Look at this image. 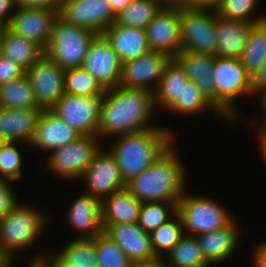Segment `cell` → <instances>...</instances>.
<instances>
[{
    "label": "cell",
    "instance_id": "obj_1",
    "mask_svg": "<svg viewBox=\"0 0 266 267\" xmlns=\"http://www.w3.org/2000/svg\"><path fill=\"white\" fill-rule=\"evenodd\" d=\"M157 115L154 92L120 85L108 89L101 101L98 138L104 144L110 138L161 126L153 121Z\"/></svg>",
    "mask_w": 266,
    "mask_h": 267
},
{
    "label": "cell",
    "instance_id": "obj_2",
    "mask_svg": "<svg viewBox=\"0 0 266 267\" xmlns=\"http://www.w3.org/2000/svg\"><path fill=\"white\" fill-rule=\"evenodd\" d=\"M174 143L141 174L126 183V189L141 203L178 204L188 189V172ZM183 160V161H182Z\"/></svg>",
    "mask_w": 266,
    "mask_h": 267
},
{
    "label": "cell",
    "instance_id": "obj_3",
    "mask_svg": "<svg viewBox=\"0 0 266 267\" xmlns=\"http://www.w3.org/2000/svg\"><path fill=\"white\" fill-rule=\"evenodd\" d=\"M161 124L148 130L111 138L103 144L115 159L125 183L146 170L178 141L176 133ZM111 144V145H110ZM109 146V147H108Z\"/></svg>",
    "mask_w": 266,
    "mask_h": 267
},
{
    "label": "cell",
    "instance_id": "obj_4",
    "mask_svg": "<svg viewBox=\"0 0 266 267\" xmlns=\"http://www.w3.org/2000/svg\"><path fill=\"white\" fill-rule=\"evenodd\" d=\"M46 214L42 207L26 204L22 200L0 220V247L15 262L19 263L17 259L22 254L32 251L43 231H47L50 217Z\"/></svg>",
    "mask_w": 266,
    "mask_h": 267
},
{
    "label": "cell",
    "instance_id": "obj_5",
    "mask_svg": "<svg viewBox=\"0 0 266 267\" xmlns=\"http://www.w3.org/2000/svg\"><path fill=\"white\" fill-rule=\"evenodd\" d=\"M212 71L215 106L232 124L236 125L242 116L239 112L238 100L244 96L250 98L255 96L252 78L246 73L240 59L236 58L215 56Z\"/></svg>",
    "mask_w": 266,
    "mask_h": 267
},
{
    "label": "cell",
    "instance_id": "obj_6",
    "mask_svg": "<svg viewBox=\"0 0 266 267\" xmlns=\"http://www.w3.org/2000/svg\"><path fill=\"white\" fill-rule=\"evenodd\" d=\"M187 189L177 204L185 234L198 236L221 229L234 218L227 206L203 193H189Z\"/></svg>",
    "mask_w": 266,
    "mask_h": 267
},
{
    "label": "cell",
    "instance_id": "obj_7",
    "mask_svg": "<svg viewBox=\"0 0 266 267\" xmlns=\"http://www.w3.org/2000/svg\"><path fill=\"white\" fill-rule=\"evenodd\" d=\"M96 36L97 34L58 17L44 55L64 70L82 67L89 46Z\"/></svg>",
    "mask_w": 266,
    "mask_h": 267
},
{
    "label": "cell",
    "instance_id": "obj_8",
    "mask_svg": "<svg viewBox=\"0 0 266 267\" xmlns=\"http://www.w3.org/2000/svg\"><path fill=\"white\" fill-rule=\"evenodd\" d=\"M103 142L94 136H80L66 146L51 151L44 165L66 183H75L92 162Z\"/></svg>",
    "mask_w": 266,
    "mask_h": 267
},
{
    "label": "cell",
    "instance_id": "obj_9",
    "mask_svg": "<svg viewBox=\"0 0 266 267\" xmlns=\"http://www.w3.org/2000/svg\"><path fill=\"white\" fill-rule=\"evenodd\" d=\"M180 37L183 51L216 56V11L181 7Z\"/></svg>",
    "mask_w": 266,
    "mask_h": 267
},
{
    "label": "cell",
    "instance_id": "obj_10",
    "mask_svg": "<svg viewBox=\"0 0 266 267\" xmlns=\"http://www.w3.org/2000/svg\"><path fill=\"white\" fill-rule=\"evenodd\" d=\"M102 98L65 93L51 110L79 135L98 137Z\"/></svg>",
    "mask_w": 266,
    "mask_h": 267
},
{
    "label": "cell",
    "instance_id": "obj_11",
    "mask_svg": "<svg viewBox=\"0 0 266 267\" xmlns=\"http://www.w3.org/2000/svg\"><path fill=\"white\" fill-rule=\"evenodd\" d=\"M77 182L84 183L86 189L83 192L101 201L114 192L126 188L115 159L104 146L94 155L92 162Z\"/></svg>",
    "mask_w": 266,
    "mask_h": 267
},
{
    "label": "cell",
    "instance_id": "obj_12",
    "mask_svg": "<svg viewBox=\"0 0 266 267\" xmlns=\"http://www.w3.org/2000/svg\"><path fill=\"white\" fill-rule=\"evenodd\" d=\"M59 17L71 25L103 35L117 16L108 0H63Z\"/></svg>",
    "mask_w": 266,
    "mask_h": 267
},
{
    "label": "cell",
    "instance_id": "obj_13",
    "mask_svg": "<svg viewBox=\"0 0 266 267\" xmlns=\"http://www.w3.org/2000/svg\"><path fill=\"white\" fill-rule=\"evenodd\" d=\"M25 75L41 109H51L65 94V70L45 55Z\"/></svg>",
    "mask_w": 266,
    "mask_h": 267
},
{
    "label": "cell",
    "instance_id": "obj_14",
    "mask_svg": "<svg viewBox=\"0 0 266 267\" xmlns=\"http://www.w3.org/2000/svg\"><path fill=\"white\" fill-rule=\"evenodd\" d=\"M180 22L181 7L163 6L144 29L149 50L174 59L182 50Z\"/></svg>",
    "mask_w": 266,
    "mask_h": 267
},
{
    "label": "cell",
    "instance_id": "obj_15",
    "mask_svg": "<svg viewBox=\"0 0 266 267\" xmlns=\"http://www.w3.org/2000/svg\"><path fill=\"white\" fill-rule=\"evenodd\" d=\"M172 58L161 52L146 54L122 64L120 86L155 92L166 65Z\"/></svg>",
    "mask_w": 266,
    "mask_h": 267
},
{
    "label": "cell",
    "instance_id": "obj_16",
    "mask_svg": "<svg viewBox=\"0 0 266 267\" xmlns=\"http://www.w3.org/2000/svg\"><path fill=\"white\" fill-rule=\"evenodd\" d=\"M59 17L57 10L16 6L6 27L17 35L34 41L43 49L48 46L53 25Z\"/></svg>",
    "mask_w": 266,
    "mask_h": 267
},
{
    "label": "cell",
    "instance_id": "obj_17",
    "mask_svg": "<svg viewBox=\"0 0 266 267\" xmlns=\"http://www.w3.org/2000/svg\"><path fill=\"white\" fill-rule=\"evenodd\" d=\"M83 67L105 90L119 86L122 62L104 35H97L91 42Z\"/></svg>",
    "mask_w": 266,
    "mask_h": 267
},
{
    "label": "cell",
    "instance_id": "obj_18",
    "mask_svg": "<svg viewBox=\"0 0 266 267\" xmlns=\"http://www.w3.org/2000/svg\"><path fill=\"white\" fill-rule=\"evenodd\" d=\"M65 217L74 238H94L103 232L101 200L82 191L67 207Z\"/></svg>",
    "mask_w": 266,
    "mask_h": 267
},
{
    "label": "cell",
    "instance_id": "obj_19",
    "mask_svg": "<svg viewBox=\"0 0 266 267\" xmlns=\"http://www.w3.org/2000/svg\"><path fill=\"white\" fill-rule=\"evenodd\" d=\"M103 233L114 241L134 263H143L157 259L150 233L145 232L138 223L102 224Z\"/></svg>",
    "mask_w": 266,
    "mask_h": 267
},
{
    "label": "cell",
    "instance_id": "obj_20",
    "mask_svg": "<svg viewBox=\"0 0 266 267\" xmlns=\"http://www.w3.org/2000/svg\"><path fill=\"white\" fill-rule=\"evenodd\" d=\"M80 136L51 109H41L29 149L48 155L51 151L68 145Z\"/></svg>",
    "mask_w": 266,
    "mask_h": 267
},
{
    "label": "cell",
    "instance_id": "obj_21",
    "mask_svg": "<svg viewBox=\"0 0 266 267\" xmlns=\"http://www.w3.org/2000/svg\"><path fill=\"white\" fill-rule=\"evenodd\" d=\"M239 223L234 218L221 229L196 236L205 260L212 267L221 263L225 264L240 249L243 235Z\"/></svg>",
    "mask_w": 266,
    "mask_h": 267
},
{
    "label": "cell",
    "instance_id": "obj_22",
    "mask_svg": "<svg viewBox=\"0 0 266 267\" xmlns=\"http://www.w3.org/2000/svg\"><path fill=\"white\" fill-rule=\"evenodd\" d=\"M255 23L220 17L216 11V56L240 59Z\"/></svg>",
    "mask_w": 266,
    "mask_h": 267
},
{
    "label": "cell",
    "instance_id": "obj_23",
    "mask_svg": "<svg viewBox=\"0 0 266 267\" xmlns=\"http://www.w3.org/2000/svg\"><path fill=\"white\" fill-rule=\"evenodd\" d=\"M103 35L120 57L122 64L150 51L144 29L122 26L115 21Z\"/></svg>",
    "mask_w": 266,
    "mask_h": 267
},
{
    "label": "cell",
    "instance_id": "obj_24",
    "mask_svg": "<svg viewBox=\"0 0 266 267\" xmlns=\"http://www.w3.org/2000/svg\"><path fill=\"white\" fill-rule=\"evenodd\" d=\"M40 110L0 107V137L6 142H22L30 145Z\"/></svg>",
    "mask_w": 266,
    "mask_h": 267
},
{
    "label": "cell",
    "instance_id": "obj_25",
    "mask_svg": "<svg viewBox=\"0 0 266 267\" xmlns=\"http://www.w3.org/2000/svg\"><path fill=\"white\" fill-rule=\"evenodd\" d=\"M190 81L215 105V84L213 81L214 55L181 50L174 58Z\"/></svg>",
    "mask_w": 266,
    "mask_h": 267
},
{
    "label": "cell",
    "instance_id": "obj_26",
    "mask_svg": "<svg viewBox=\"0 0 266 267\" xmlns=\"http://www.w3.org/2000/svg\"><path fill=\"white\" fill-rule=\"evenodd\" d=\"M142 203L126 188L101 201L102 224L138 223Z\"/></svg>",
    "mask_w": 266,
    "mask_h": 267
},
{
    "label": "cell",
    "instance_id": "obj_27",
    "mask_svg": "<svg viewBox=\"0 0 266 267\" xmlns=\"http://www.w3.org/2000/svg\"><path fill=\"white\" fill-rule=\"evenodd\" d=\"M210 110L213 115L219 116L218 119L232 124L216 106L200 91L193 81L184 86L179 97L164 111L167 115H178V117L186 118L192 116H200V114Z\"/></svg>",
    "mask_w": 266,
    "mask_h": 267
},
{
    "label": "cell",
    "instance_id": "obj_28",
    "mask_svg": "<svg viewBox=\"0 0 266 267\" xmlns=\"http://www.w3.org/2000/svg\"><path fill=\"white\" fill-rule=\"evenodd\" d=\"M0 54L10 58L26 71L44 55V49L4 26L1 32Z\"/></svg>",
    "mask_w": 266,
    "mask_h": 267
},
{
    "label": "cell",
    "instance_id": "obj_29",
    "mask_svg": "<svg viewBox=\"0 0 266 267\" xmlns=\"http://www.w3.org/2000/svg\"><path fill=\"white\" fill-rule=\"evenodd\" d=\"M189 78L180 64L171 59L166 65L159 85L154 92V103L157 112L164 111L179 97Z\"/></svg>",
    "mask_w": 266,
    "mask_h": 267
},
{
    "label": "cell",
    "instance_id": "obj_30",
    "mask_svg": "<svg viewBox=\"0 0 266 267\" xmlns=\"http://www.w3.org/2000/svg\"><path fill=\"white\" fill-rule=\"evenodd\" d=\"M51 253L66 267H98L94 238H72ZM53 251V252H52Z\"/></svg>",
    "mask_w": 266,
    "mask_h": 267
},
{
    "label": "cell",
    "instance_id": "obj_31",
    "mask_svg": "<svg viewBox=\"0 0 266 267\" xmlns=\"http://www.w3.org/2000/svg\"><path fill=\"white\" fill-rule=\"evenodd\" d=\"M266 60V19L255 23L240 57L246 73L253 79Z\"/></svg>",
    "mask_w": 266,
    "mask_h": 267
},
{
    "label": "cell",
    "instance_id": "obj_32",
    "mask_svg": "<svg viewBox=\"0 0 266 267\" xmlns=\"http://www.w3.org/2000/svg\"><path fill=\"white\" fill-rule=\"evenodd\" d=\"M0 107L8 109H41L27 76L0 86Z\"/></svg>",
    "mask_w": 266,
    "mask_h": 267
},
{
    "label": "cell",
    "instance_id": "obj_33",
    "mask_svg": "<svg viewBox=\"0 0 266 267\" xmlns=\"http://www.w3.org/2000/svg\"><path fill=\"white\" fill-rule=\"evenodd\" d=\"M163 258L170 267H212L205 260L197 237L188 234Z\"/></svg>",
    "mask_w": 266,
    "mask_h": 267
},
{
    "label": "cell",
    "instance_id": "obj_34",
    "mask_svg": "<svg viewBox=\"0 0 266 267\" xmlns=\"http://www.w3.org/2000/svg\"><path fill=\"white\" fill-rule=\"evenodd\" d=\"M163 6L161 0H133L117 15L116 22L122 26L145 29Z\"/></svg>",
    "mask_w": 266,
    "mask_h": 267
},
{
    "label": "cell",
    "instance_id": "obj_35",
    "mask_svg": "<svg viewBox=\"0 0 266 267\" xmlns=\"http://www.w3.org/2000/svg\"><path fill=\"white\" fill-rule=\"evenodd\" d=\"M182 220L178 213L150 233L152 248L158 258H163L184 235Z\"/></svg>",
    "mask_w": 266,
    "mask_h": 267
},
{
    "label": "cell",
    "instance_id": "obj_36",
    "mask_svg": "<svg viewBox=\"0 0 266 267\" xmlns=\"http://www.w3.org/2000/svg\"><path fill=\"white\" fill-rule=\"evenodd\" d=\"M105 89L83 66L65 70V93L76 96L104 95Z\"/></svg>",
    "mask_w": 266,
    "mask_h": 267
},
{
    "label": "cell",
    "instance_id": "obj_37",
    "mask_svg": "<svg viewBox=\"0 0 266 267\" xmlns=\"http://www.w3.org/2000/svg\"><path fill=\"white\" fill-rule=\"evenodd\" d=\"M30 147L22 142H6L0 150V178L7 179L11 182L19 181L24 174V156L21 148Z\"/></svg>",
    "mask_w": 266,
    "mask_h": 267
},
{
    "label": "cell",
    "instance_id": "obj_38",
    "mask_svg": "<svg viewBox=\"0 0 266 267\" xmlns=\"http://www.w3.org/2000/svg\"><path fill=\"white\" fill-rule=\"evenodd\" d=\"M177 213V205L170 202L142 203L138 224L147 233L156 230L160 225Z\"/></svg>",
    "mask_w": 266,
    "mask_h": 267
},
{
    "label": "cell",
    "instance_id": "obj_39",
    "mask_svg": "<svg viewBox=\"0 0 266 267\" xmlns=\"http://www.w3.org/2000/svg\"><path fill=\"white\" fill-rule=\"evenodd\" d=\"M259 5V0H225L218 8L217 14L225 19L258 23L266 19V12H256Z\"/></svg>",
    "mask_w": 266,
    "mask_h": 267
},
{
    "label": "cell",
    "instance_id": "obj_40",
    "mask_svg": "<svg viewBox=\"0 0 266 267\" xmlns=\"http://www.w3.org/2000/svg\"><path fill=\"white\" fill-rule=\"evenodd\" d=\"M98 267H134L122 249L103 232L95 236Z\"/></svg>",
    "mask_w": 266,
    "mask_h": 267
},
{
    "label": "cell",
    "instance_id": "obj_41",
    "mask_svg": "<svg viewBox=\"0 0 266 267\" xmlns=\"http://www.w3.org/2000/svg\"><path fill=\"white\" fill-rule=\"evenodd\" d=\"M13 182L0 178V220L6 217L21 201L15 192Z\"/></svg>",
    "mask_w": 266,
    "mask_h": 267
},
{
    "label": "cell",
    "instance_id": "obj_42",
    "mask_svg": "<svg viewBox=\"0 0 266 267\" xmlns=\"http://www.w3.org/2000/svg\"><path fill=\"white\" fill-rule=\"evenodd\" d=\"M25 74V70L10 58L0 54V86L16 80Z\"/></svg>",
    "mask_w": 266,
    "mask_h": 267
},
{
    "label": "cell",
    "instance_id": "obj_43",
    "mask_svg": "<svg viewBox=\"0 0 266 267\" xmlns=\"http://www.w3.org/2000/svg\"><path fill=\"white\" fill-rule=\"evenodd\" d=\"M253 249L250 250V256L248 261L249 267H266V241H258L257 244H253Z\"/></svg>",
    "mask_w": 266,
    "mask_h": 267
},
{
    "label": "cell",
    "instance_id": "obj_44",
    "mask_svg": "<svg viewBox=\"0 0 266 267\" xmlns=\"http://www.w3.org/2000/svg\"><path fill=\"white\" fill-rule=\"evenodd\" d=\"M63 0H16L17 6L27 8H46L60 11Z\"/></svg>",
    "mask_w": 266,
    "mask_h": 267
},
{
    "label": "cell",
    "instance_id": "obj_45",
    "mask_svg": "<svg viewBox=\"0 0 266 267\" xmlns=\"http://www.w3.org/2000/svg\"><path fill=\"white\" fill-rule=\"evenodd\" d=\"M255 97L256 99L258 98V100L256 101H258L259 103L257 102V104L261 108V112H263L261 114L260 120L257 118V121H253L254 127L256 129L255 134L266 135V90H263L262 92L256 94Z\"/></svg>",
    "mask_w": 266,
    "mask_h": 267
},
{
    "label": "cell",
    "instance_id": "obj_46",
    "mask_svg": "<svg viewBox=\"0 0 266 267\" xmlns=\"http://www.w3.org/2000/svg\"><path fill=\"white\" fill-rule=\"evenodd\" d=\"M29 261H37L42 267H66L50 252V250L49 252H42V250L36 252L35 250V253L32 254Z\"/></svg>",
    "mask_w": 266,
    "mask_h": 267
},
{
    "label": "cell",
    "instance_id": "obj_47",
    "mask_svg": "<svg viewBox=\"0 0 266 267\" xmlns=\"http://www.w3.org/2000/svg\"><path fill=\"white\" fill-rule=\"evenodd\" d=\"M17 6L16 0H0V22L6 26Z\"/></svg>",
    "mask_w": 266,
    "mask_h": 267
},
{
    "label": "cell",
    "instance_id": "obj_48",
    "mask_svg": "<svg viewBox=\"0 0 266 267\" xmlns=\"http://www.w3.org/2000/svg\"><path fill=\"white\" fill-rule=\"evenodd\" d=\"M254 95L266 90V60L260 68V71L252 79Z\"/></svg>",
    "mask_w": 266,
    "mask_h": 267
},
{
    "label": "cell",
    "instance_id": "obj_49",
    "mask_svg": "<svg viewBox=\"0 0 266 267\" xmlns=\"http://www.w3.org/2000/svg\"><path fill=\"white\" fill-rule=\"evenodd\" d=\"M225 0H195L193 7L217 11Z\"/></svg>",
    "mask_w": 266,
    "mask_h": 267
},
{
    "label": "cell",
    "instance_id": "obj_50",
    "mask_svg": "<svg viewBox=\"0 0 266 267\" xmlns=\"http://www.w3.org/2000/svg\"><path fill=\"white\" fill-rule=\"evenodd\" d=\"M111 4L113 13L117 16L122 11L126 9V7L133 1V0H108Z\"/></svg>",
    "mask_w": 266,
    "mask_h": 267
},
{
    "label": "cell",
    "instance_id": "obj_51",
    "mask_svg": "<svg viewBox=\"0 0 266 267\" xmlns=\"http://www.w3.org/2000/svg\"><path fill=\"white\" fill-rule=\"evenodd\" d=\"M134 267H170L164 258H157L152 261L136 263Z\"/></svg>",
    "mask_w": 266,
    "mask_h": 267
},
{
    "label": "cell",
    "instance_id": "obj_52",
    "mask_svg": "<svg viewBox=\"0 0 266 267\" xmlns=\"http://www.w3.org/2000/svg\"><path fill=\"white\" fill-rule=\"evenodd\" d=\"M256 144L257 145V149L260 153V156H262V160H264L265 162V166H266V135H256Z\"/></svg>",
    "mask_w": 266,
    "mask_h": 267
},
{
    "label": "cell",
    "instance_id": "obj_53",
    "mask_svg": "<svg viewBox=\"0 0 266 267\" xmlns=\"http://www.w3.org/2000/svg\"><path fill=\"white\" fill-rule=\"evenodd\" d=\"M15 262L4 249L0 247V267H15Z\"/></svg>",
    "mask_w": 266,
    "mask_h": 267
},
{
    "label": "cell",
    "instance_id": "obj_54",
    "mask_svg": "<svg viewBox=\"0 0 266 267\" xmlns=\"http://www.w3.org/2000/svg\"><path fill=\"white\" fill-rule=\"evenodd\" d=\"M164 6H179L187 7L193 6L195 0H161Z\"/></svg>",
    "mask_w": 266,
    "mask_h": 267
},
{
    "label": "cell",
    "instance_id": "obj_55",
    "mask_svg": "<svg viewBox=\"0 0 266 267\" xmlns=\"http://www.w3.org/2000/svg\"><path fill=\"white\" fill-rule=\"evenodd\" d=\"M27 265L25 267H42L37 261L27 260Z\"/></svg>",
    "mask_w": 266,
    "mask_h": 267
},
{
    "label": "cell",
    "instance_id": "obj_56",
    "mask_svg": "<svg viewBox=\"0 0 266 267\" xmlns=\"http://www.w3.org/2000/svg\"><path fill=\"white\" fill-rule=\"evenodd\" d=\"M5 143L6 141L2 137H0V150L4 146Z\"/></svg>",
    "mask_w": 266,
    "mask_h": 267
},
{
    "label": "cell",
    "instance_id": "obj_57",
    "mask_svg": "<svg viewBox=\"0 0 266 267\" xmlns=\"http://www.w3.org/2000/svg\"><path fill=\"white\" fill-rule=\"evenodd\" d=\"M4 25L0 22V33L2 32Z\"/></svg>",
    "mask_w": 266,
    "mask_h": 267
}]
</instances>
